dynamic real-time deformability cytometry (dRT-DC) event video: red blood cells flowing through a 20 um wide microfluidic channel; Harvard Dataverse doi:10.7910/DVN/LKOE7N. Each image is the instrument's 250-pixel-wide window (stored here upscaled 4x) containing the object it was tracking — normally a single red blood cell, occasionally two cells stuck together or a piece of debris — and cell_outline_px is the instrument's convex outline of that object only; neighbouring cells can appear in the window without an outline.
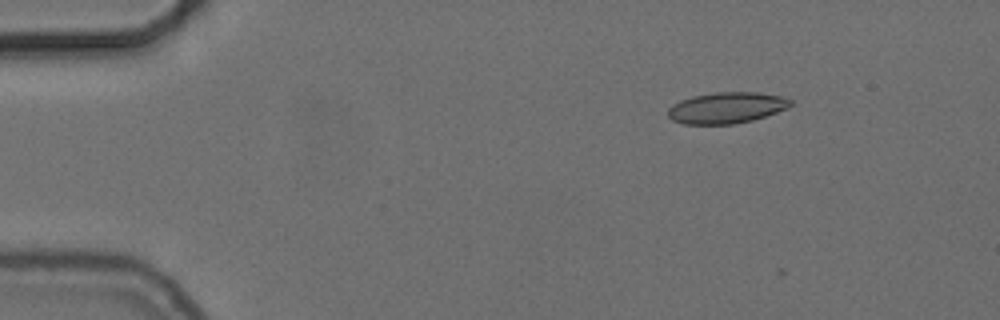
{"species": "common noctule bat (a hibernating species)", "species_latin": "Nyctalus noctula", "temperature_condition": "cold", "stored_images_in_passage": 9, "camera_frame_rate_fps": 3000, "um_per_image_px": 0.085, "animal": {"sex": "female", "body_mass_g": 24.6, "forearm_length_mm": 56.2}, "frame": {"image": 1, "passage_image": 1, "time_ms": 0.0, "image_size_px": [1000, 320], "cell_outline_px": [[792, 104], [788, 108], [752, 120], [736, 124], [684, 124], [672, 120], [668, 116], [668, 108], [672, 104], [680, 100], [692, 96], [716, 92], [756, 92], [780, 96], [792, 100]], "centroid_in_image_um": [61.73, 9.16], "position_along_channel_um": 23.3, "area_um2": 22.25}}